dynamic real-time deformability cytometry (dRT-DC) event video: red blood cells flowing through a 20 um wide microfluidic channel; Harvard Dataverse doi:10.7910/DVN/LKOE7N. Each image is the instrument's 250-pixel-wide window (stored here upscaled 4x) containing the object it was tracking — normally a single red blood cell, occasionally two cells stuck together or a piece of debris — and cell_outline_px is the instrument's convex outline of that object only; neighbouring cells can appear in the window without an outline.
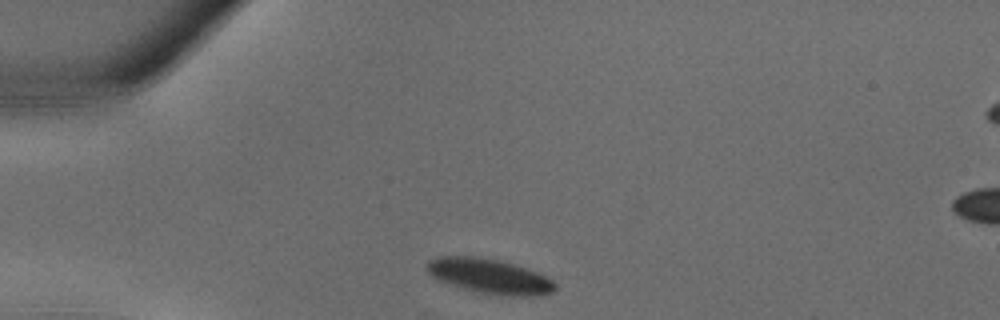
{"species": "common noctule bat (a hibernating species)", "species_latin": "Nyctalus noctula", "temperature_condition": "warm", "stored_images_in_passage": 28, "camera_frame_rate_fps": 3000, "um_per_image_px": 0.085, "animal": {"sex": "male", "body_mass_g": 18.8}, "frame": {"image": 1, "passage_image": 1, "time_ms": 0.0, "image_size_px": [1000, 320], "cell_outline_px": [[556, 288], [552, 292], [544, 296], [508, 296], [472, 292], [436, 280], [428, 272], [428, 264], [432, 260], [440, 256], [476, 256], [496, 260], [512, 264], [548, 276], [556, 284]], "centroid_in_image_um": [41.63, 23.51], "position_along_channel_um": 43.4, "area_um2": 26.13}}
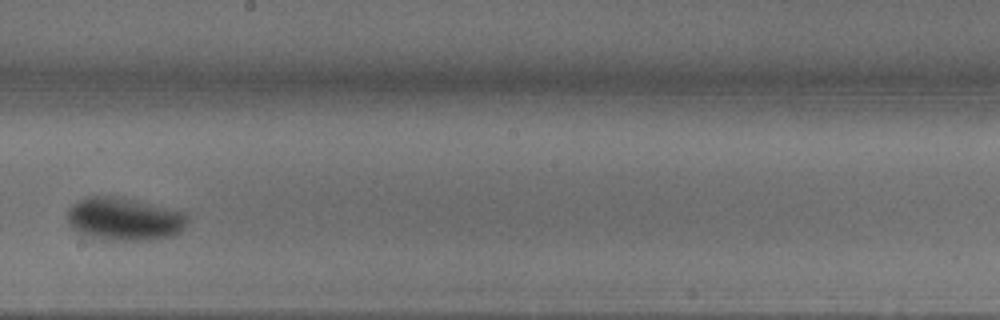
{"frame": {"image": 2, "passage_image": 13, "time_ms": 4.0, "image_size_px": [1000, 320], "cell_outline_px": [[188, 220], [180, 232], [172, 236], [148, 240], [100, 240], [88, 236], [80, 232], [68, 224], [68, 208], [72, 204], [88, 196], [116, 196], [184, 212], [188, 216]], "centroid_in_image_um": [10.55, 18.63], "position_along_channel_um": 237.7, "area_um2": 29.88}}
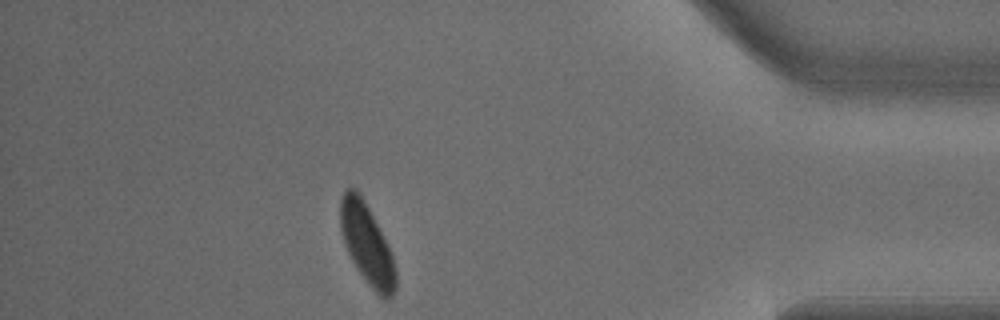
{"frame": {"image": 3, "passage_image": 24, "time_ms": 7.667, "image_size_px": [1000, 320], "cell_outline_px": [[396, 288], [392, 296], [388, 300], [384, 300], [368, 284], [356, 268], [344, 244], [340, 228], [340, 196], [344, 188], [356, 188], [368, 208], [392, 256], [396, 272]], "centroid_in_image_um": [31.15, 20.76], "position_along_channel_um": 404.0, "area_um2": 25.55}}